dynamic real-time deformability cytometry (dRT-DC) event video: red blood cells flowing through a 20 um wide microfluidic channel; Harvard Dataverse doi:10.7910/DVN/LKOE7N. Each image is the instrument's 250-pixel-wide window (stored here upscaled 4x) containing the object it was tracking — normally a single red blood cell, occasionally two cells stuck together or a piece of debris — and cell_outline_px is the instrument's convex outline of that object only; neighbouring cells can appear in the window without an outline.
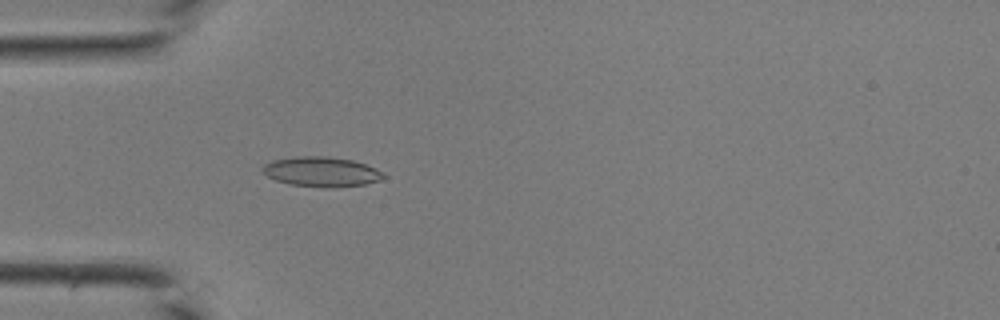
{"species": "common noctule bat (a hibernating species)", "species_latin": "Nyctalus noctula", "temperature_condition": "room temperature", "stored_images_in_passage": 42, "camera_frame_rate_fps": 3000, "um_per_image_px": 0.085, "animal": {"sex": "male", "body_mass_g": 19.0, "forearm_length_mm": 50.8}, "frame": {"image": 1, "passage_image": 13, "time_ms": 4.0, "image_size_px": [1000, 320], "cell_outline_px": [[388, 176], [380, 180], [364, 184], [332, 188], [288, 184], [276, 180], [268, 176], [260, 168], [264, 164], [272, 160], [296, 156], [328, 156], [352, 160], [376, 168]], "centroid_in_image_um": [27.32, 14.59], "position_along_channel_um": 57.7, "area_um2": 21.1}}
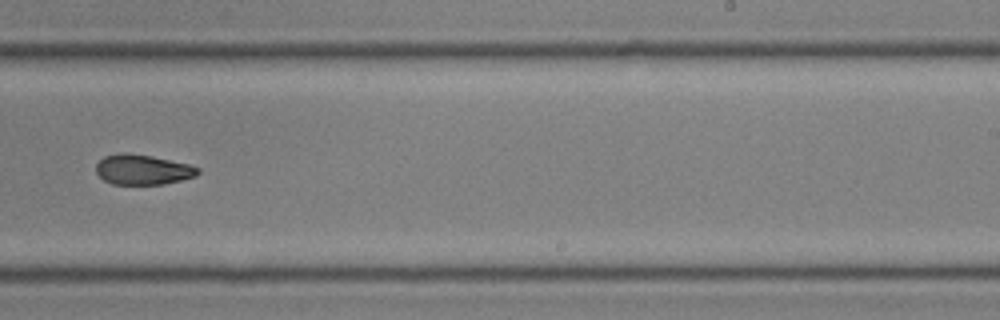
{"frame": {"image": 2, "passage_image": 27, "time_ms": 8.667, "image_size_px": [1000, 320], "cell_outline_px": [[200, 172], [196, 176], [164, 184], [112, 184], [104, 180], [96, 172], [96, 164], [104, 156], [124, 152], [148, 156], [188, 164], [200, 168]], "centroid_in_image_um": [12.12, 14.42], "position_along_channel_um": 276.9, "area_um2": 17.63}}
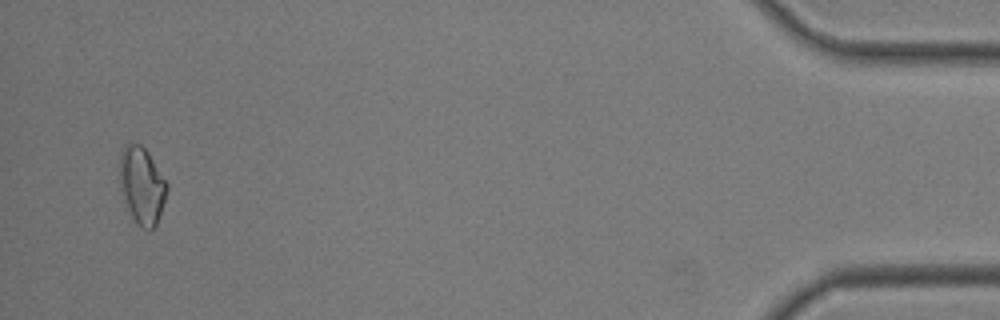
{"frame": {"image": 3, "passage_image": 41, "time_ms": 13.333, "image_size_px": [1000, 320], "cell_outline_px": [[168, 188], [156, 224], [148, 232], [140, 228], [136, 224], [120, 192], [120, 156], [124, 148], [128, 144], [140, 144], [148, 152], [168, 184]], "centroid_in_image_um": [12.06, 15.8], "position_along_channel_um": 423.1, "area_um2": 20.98}}